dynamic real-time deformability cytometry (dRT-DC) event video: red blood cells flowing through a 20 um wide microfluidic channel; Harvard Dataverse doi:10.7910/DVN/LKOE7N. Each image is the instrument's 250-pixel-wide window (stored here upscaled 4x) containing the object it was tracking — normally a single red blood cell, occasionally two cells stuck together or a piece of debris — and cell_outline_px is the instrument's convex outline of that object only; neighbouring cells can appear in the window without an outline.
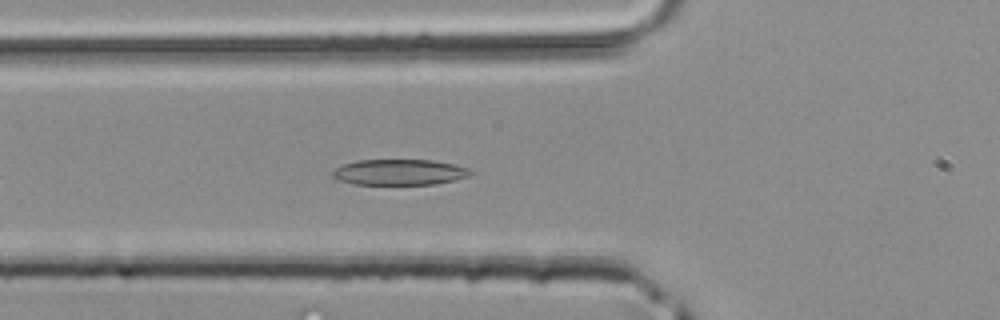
{"species": "common noctule bat (a hibernating species)", "species_latin": "Nyctalus noctula", "temperature_condition": "room temperature", "stored_images_in_passage": 33, "camera_frame_rate_fps": 3000, "um_per_image_px": 0.085, "animal": {"sex": "male", "body_mass_g": 20.4}, "frame": {"image": 1, "passage_image": 5, "time_ms": 1.333, "image_size_px": [1000, 320], "cell_outline_px": [[472, 172], [468, 176], [436, 184], [352, 184], [340, 180], [332, 176], [332, 172], [336, 168], [344, 164], [356, 160], [432, 160], [452, 164], [468, 168]], "centroid_in_image_um": [33.92, 14.63], "position_along_channel_um": 91.9, "area_um2": 20.46}}
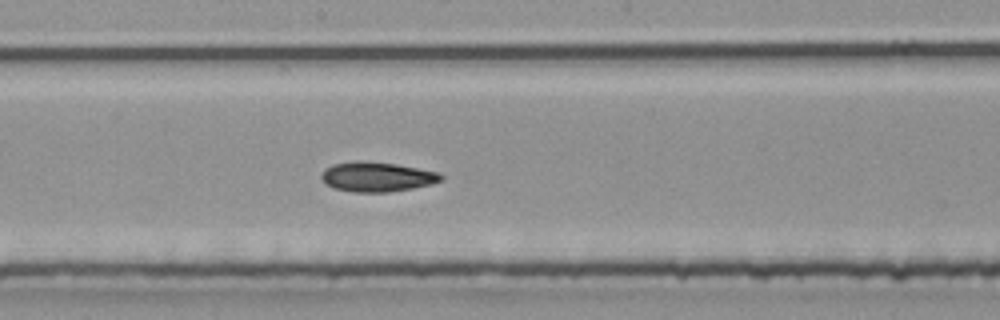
{"frame": {"image": 2, "passage_image": 13, "time_ms": 4.0, "image_size_px": [1000, 320], "cell_outline_px": [[444, 180], [432, 184], [412, 188], [388, 192], [352, 192], [332, 188], [324, 184], [320, 180], [320, 176], [324, 168], [332, 164], [356, 160], [360, 160], [396, 164], [440, 172], [444, 176]], "centroid_in_image_um": [32.01, 15.03], "position_along_channel_um": 216.2, "area_um2": 21.15}}
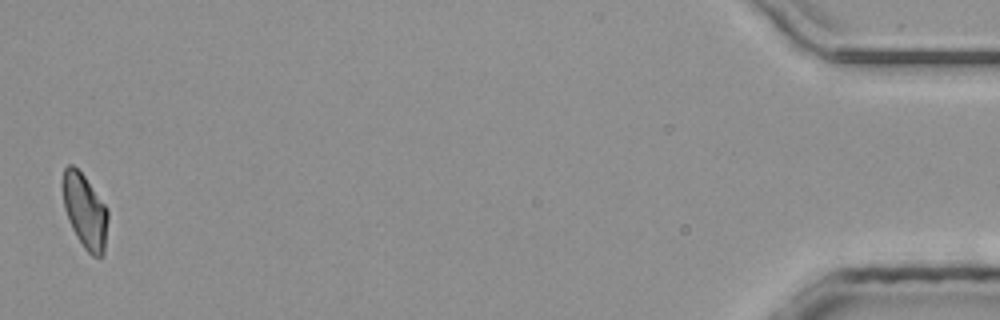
{"frame": {"image": 3, "passage_image": 33, "time_ms": 10.667, "image_size_px": [1000, 320], "cell_outline_px": [[108, 220], [104, 252], [100, 256], [92, 256], [84, 248], [76, 236], [68, 220], [64, 208], [60, 184], [64, 168], [68, 164], [72, 164], [84, 176], [108, 208]], "centroid_in_image_um": [7.19, 17.91], "position_along_channel_um": 428.0, "area_um2": 19.88}}